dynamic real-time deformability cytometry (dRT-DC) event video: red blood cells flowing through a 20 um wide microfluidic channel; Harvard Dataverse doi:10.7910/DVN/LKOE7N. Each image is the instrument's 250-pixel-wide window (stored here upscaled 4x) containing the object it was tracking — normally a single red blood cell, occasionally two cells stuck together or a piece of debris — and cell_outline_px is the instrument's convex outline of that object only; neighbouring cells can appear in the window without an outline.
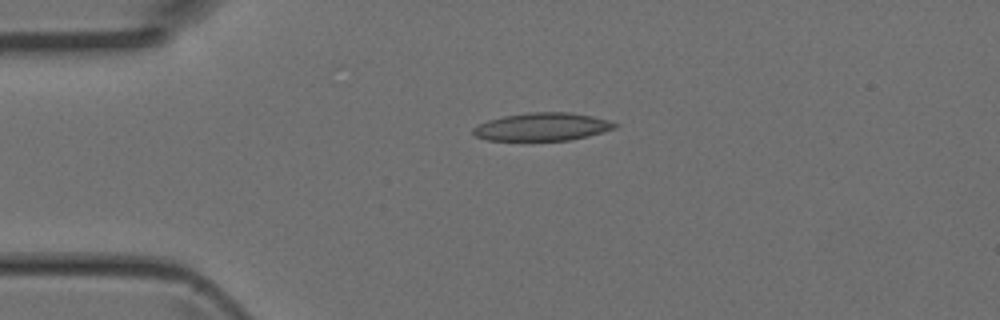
{"species": "Egyptian fruit bat (a non-hibernating species)", "species_latin": "Rousettus aegyptiacus", "temperature_condition": "room temperature", "stored_images_in_passage": 2, "camera_frame_rate_fps": 3000, "um_per_image_px": 0.085, "animal": {"sex": "female"}, "frame": {"image": 1, "passage_image": 1, "time_ms": 0.0, "image_size_px": [1000, 320], "cell_outline_px": [[620, 124], [616, 128], [588, 136], [568, 140], [488, 140], [476, 136], [472, 132], [472, 128], [488, 120], [504, 116], [528, 112], [568, 112], [592, 116], [608, 120]], "centroid_in_image_um": [46.11, 10.77], "position_along_channel_um": 38.9, "area_um2": 22.95}}